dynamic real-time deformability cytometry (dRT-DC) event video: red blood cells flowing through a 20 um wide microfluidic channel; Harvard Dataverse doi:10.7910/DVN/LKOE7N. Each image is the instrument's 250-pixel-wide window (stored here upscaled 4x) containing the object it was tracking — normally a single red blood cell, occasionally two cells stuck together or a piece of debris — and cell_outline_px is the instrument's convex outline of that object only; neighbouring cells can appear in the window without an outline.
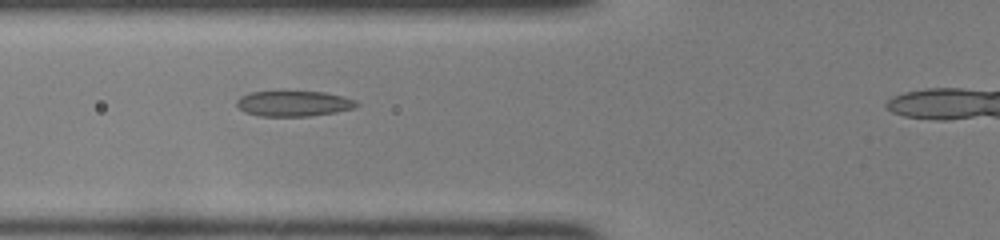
{"species": "common noctule bat (a hibernating species)", "species_latin": "Nyctalus noctula", "temperature_condition": "room temperature", "stored_images_in_passage": 33, "camera_frame_rate_fps": 3000, "um_per_image_px": 0.085, "animal": {"sex": "female", "body_mass_g": 22.0, "forearm_length_mm": 56.7}, "frame": {"image": 1, "passage_image": 8, "time_ms": 2.333, "image_size_px": [1000, 240], "cell_outline_px": [[360, 104], [356, 108], [336, 112], [308, 116], [260, 116], [244, 112], [236, 104], [236, 100], [240, 96], [252, 92], [324, 92], [344, 96], [356, 100]], "centroid_in_image_um": [25.0, 8.81], "position_along_channel_um": 100.8, "area_um2": 17.8}}
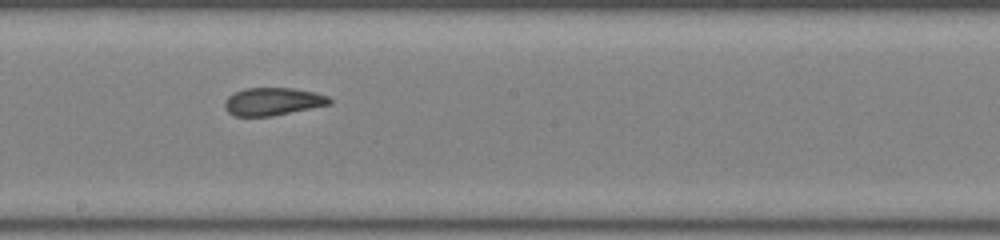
{"frame": {"image": 2, "passage_image": 17, "time_ms": 5.333, "image_size_px": [1000, 240], "cell_outline_px": [[332, 104], [272, 116], [236, 116], [228, 112], [224, 108], [224, 100], [228, 96], [244, 88], [292, 88], [312, 92], [328, 96], [332, 100]], "centroid_in_image_um": [23.17, 8.63], "position_along_channel_um": 225.0, "area_um2": 16.94}}
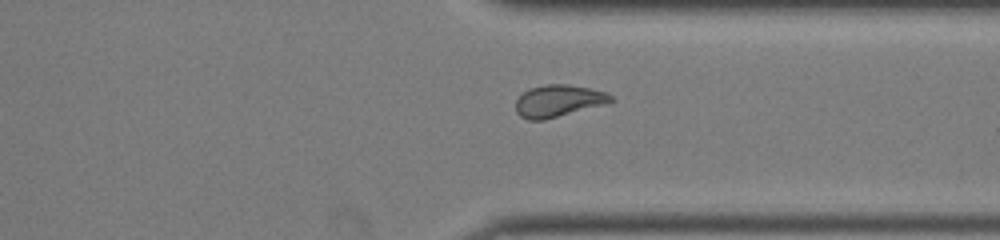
{"frame": {"image": 3, "passage_image": 27, "time_ms": 8.667, "image_size_px": [1000, 240], "cell_outline_px": [[616, 100], [604, 104], [544, 120], [528, 120], [520, 116], [516, 112], [516, 100], [528, 88], [544, 84], [568, 84], [588, 88], [604, 92], [612, 96]], "centroid_in_image_um": [47.43, 8.57], "position_along_channel_um": 364.0, "area_um2": 17.63}}